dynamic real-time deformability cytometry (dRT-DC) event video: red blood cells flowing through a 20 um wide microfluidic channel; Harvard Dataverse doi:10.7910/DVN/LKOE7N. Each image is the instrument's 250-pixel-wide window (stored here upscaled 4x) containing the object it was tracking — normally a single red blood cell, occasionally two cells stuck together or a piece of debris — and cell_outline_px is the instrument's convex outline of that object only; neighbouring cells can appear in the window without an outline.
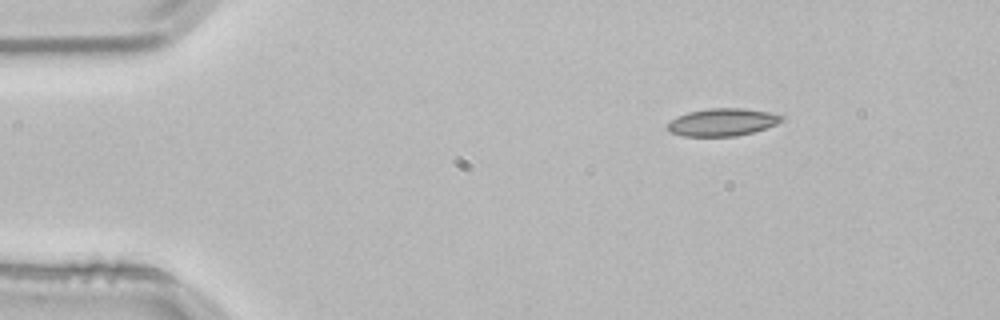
{"species": "common noctule bat (a hibernating species)", "species_latin": "Nyctalus noctula", "temperature_condition": "room temperature", "stored_images_in_passage": 4, "camera_frame_rate_fps": 3000, "um_per_image_px": 0.085, "animal": {"sex": "male", "body_mass_g": 21.5, "forearm_length_mm": 52.0}, "frame": {"image": 1, "passage_image": 4, "time_ms": 1.0, "image_size_px": [1000, 320], "cell_outline_px": [[784, 120], [776, 124], [752, 132], [736, 136], [684, 136], [668, 132], [664, 128], [672, 120], [688, 112], [708, 108], [744, 108], [768, 112], [784, 116]], "centroid_in_image_um": [61.38, 10.38], "position_along_channel_um": 23.6, "area_um2": 18.26}}